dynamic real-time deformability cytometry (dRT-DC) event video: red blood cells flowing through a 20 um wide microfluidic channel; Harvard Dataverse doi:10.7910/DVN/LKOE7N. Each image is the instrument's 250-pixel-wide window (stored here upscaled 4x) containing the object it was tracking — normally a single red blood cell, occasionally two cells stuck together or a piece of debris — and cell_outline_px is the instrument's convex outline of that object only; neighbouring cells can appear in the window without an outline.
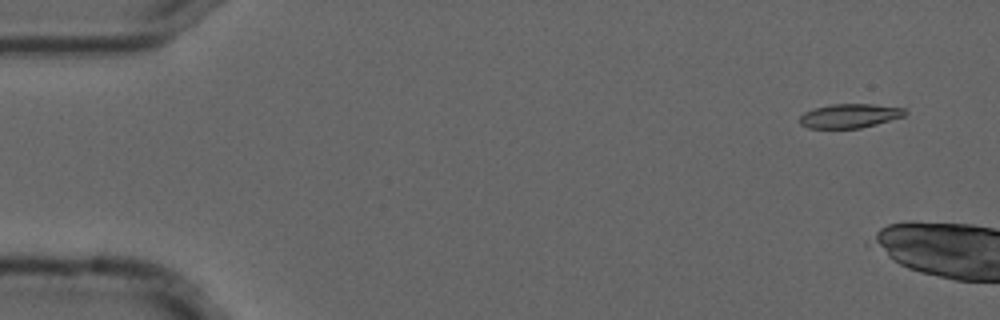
{"species": "common noctule bat (a hibernating species)", "species_latin": "Nyctalus noctula", "temperature_condition": "cold", "stored_images_in_passage": 4, "camera_frame_rate_fps": 3000, "um_per_image_px": 0.085, "animal": {"sex": "male", "forearm_length_mm": 52.5}, "frame": {"image": 1, "passage_image": 1, "time_ms": 0.0, "image_size_px": [1000, 320], "cell_outline_px": [[908, 112], [904, 116], [876, 124], [860, 128], [808, 128], [800, 124], [800, 116], [804, 112], [816, 108], [832, 104], [872, 104], [904, 108]], "centroid_in_image_um": [72.23, 9.85], "position_along_channel_um": 12.8, "area_um2": 14.68}}